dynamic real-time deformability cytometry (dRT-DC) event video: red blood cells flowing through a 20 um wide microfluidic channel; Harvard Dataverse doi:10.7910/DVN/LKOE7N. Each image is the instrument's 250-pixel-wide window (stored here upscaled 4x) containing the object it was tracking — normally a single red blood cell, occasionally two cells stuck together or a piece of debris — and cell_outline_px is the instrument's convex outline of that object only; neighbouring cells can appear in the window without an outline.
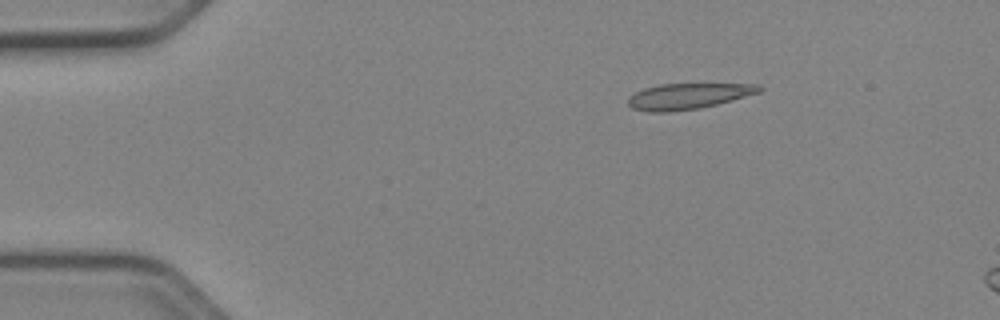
{"species": "Egyptian fruit bat (a non-hibernating species)", "species_latin": "Rousettus aegyptiacus", "temperature_condition": "cold", "stored_images_in_passage": 9, "camera_frame_rate_fps": 3000, "um_per_image_px": 0.085, "animal": {"sex": "female"}, "frame": {"image": 1, "passage_image": 1, "time_ms": 0.0, "image_size_px": [1000, 320], "cell_outline_px": [[764, 88], [760, 92], [732, 100], [700, 108], [668, 112], [648, 112], [632, 108], [628, 104], [628, 96], [644, 88], [660, 84], [760, 84]], "centroid_in_image_um": [58.48, 8.17], "position_along_channel_um": 26.5, "area_um2": 19.71}}